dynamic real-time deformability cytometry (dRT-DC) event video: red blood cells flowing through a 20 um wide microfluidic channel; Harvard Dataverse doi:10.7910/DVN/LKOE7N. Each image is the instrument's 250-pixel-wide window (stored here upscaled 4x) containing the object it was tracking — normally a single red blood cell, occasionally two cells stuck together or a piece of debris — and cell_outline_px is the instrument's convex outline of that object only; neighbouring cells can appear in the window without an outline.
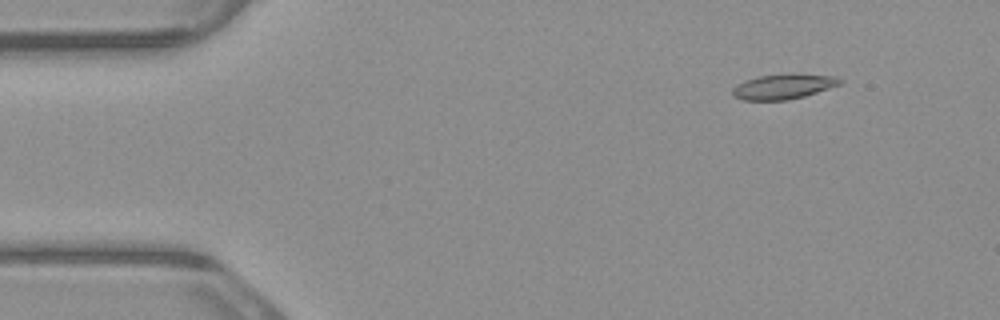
{"species": "common noctule bat (a hibernating species)", "species_latin": "Nyctalus noctula", "temperature_condition": "warm", "stored_images_in_passage": 6, "camera_frame_rate_fps": 3000, "um_per_image_px": 0.085, "animal": {"sex": "male", "body_mass_g": 23.1, "forearm_length_mm": 52.7}, "frame": {"image": 1, "passage_image": 2, "time_ms": 0.333, "image_size_px": [1000, 320], "cell_outline_px": [[844, 80], [840, 84], [804, 96], [788, 100], [744, 100], [732, 96], [732, 88], [736, 84], [744, 80], [760, 76], [792, 72], [836, 76]], "centroid_in_image_um": [66.58, 7.33], "position_along_channel_um": 18.4, "area_um2": 16.01}}
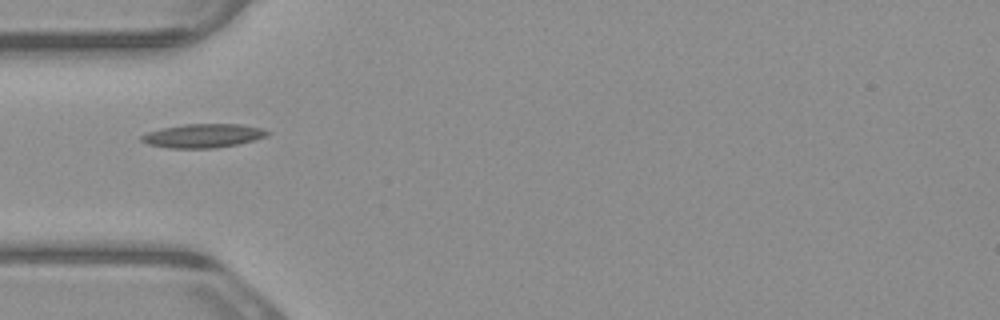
{"frame": {"image": 2, "passage_image": 5, "time_ms": 1.333, "image_size_px": [1000, 320], "cell_outline_px": [[272, 132], [268, 136], [236, 144], [216, 148], [168, 148], [148, 144], [140, 140], [140, 136], [148, 132], [160, 128], [184, 124], [240, 124], [260, 128]], "centroid_in_image_um": [17.24, 11.53], "position_along_channel_um": 67.8, "area_um2": 17.46}}
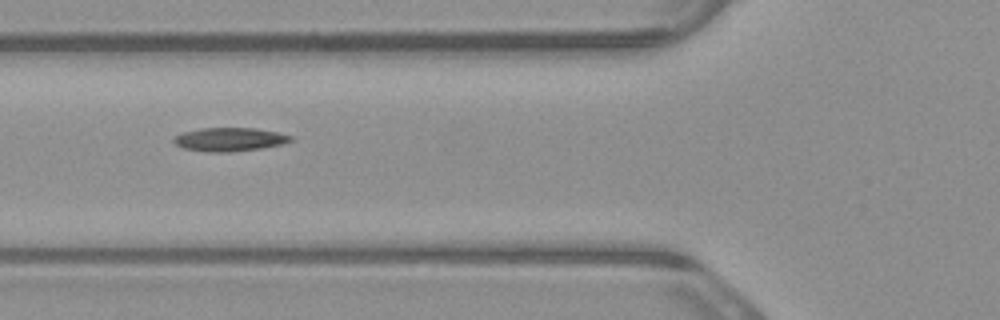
{"frame": {"image": 3, "passage_image": 6, "time_ms": 1.667, "image_size_px": [1000, 320], "cell_outline_px": [[292, 140], [284, 144], [260, 148], [232, 152], [208, 152], [184, 148], [176, 144], [172, 140], [176, 136], [184, 132], [200, 128], [256, 128], [276, 132], [292, 136]], "centroid_in_image_um": [19.52, 11.85], "position_along_channel_um": 106.3, "area_um2": 15.95}}